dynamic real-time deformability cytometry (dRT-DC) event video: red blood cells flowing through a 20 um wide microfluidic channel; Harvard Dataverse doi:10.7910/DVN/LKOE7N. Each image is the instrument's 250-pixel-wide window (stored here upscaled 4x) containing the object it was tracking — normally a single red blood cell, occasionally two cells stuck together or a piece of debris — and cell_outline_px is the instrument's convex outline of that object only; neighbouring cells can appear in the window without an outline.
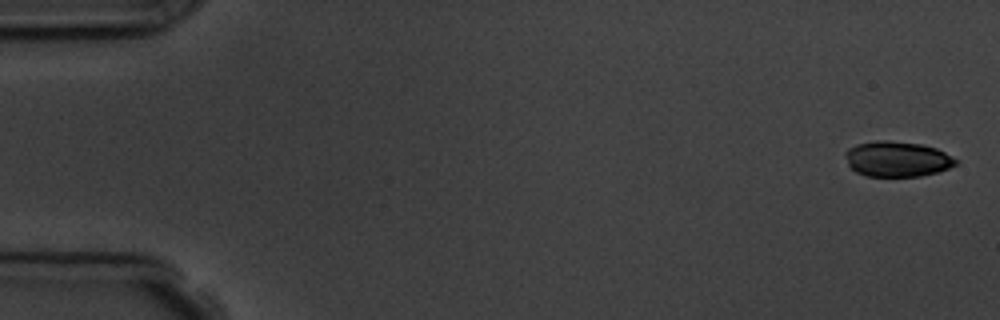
{"species": "common noctule bat (a hibernating species)", "species_latin": "Nyctalus noctula", "temperature_condition": "room temperature", "stored_images_in_passage": 4, "camera_frame_rate_fps": 3000, "um_per_image_px": 0.085, "animal": {"sex": "male", "body_mass_g": 19.5, "forearm_length_mm": 54.6}, "frame": {"image": 1, "passage_image": 1, "time_ms": 0.0, "image_size_px": [1000, 320], "cell_outline_px": [[956, 164], [948, 168], [936, 172], [920, 176], [868, 176], [856, 172], [848, 164], [844, 152], [848, 148], [856, 144], [876, 140], [888, 140], [920, 144], [936, 148], [944, 152], [956, 160]], "centroid_in_image_um": [76.21, 13.51], "position_along_channel_um": 8.8, "area_um2": 22.6}}
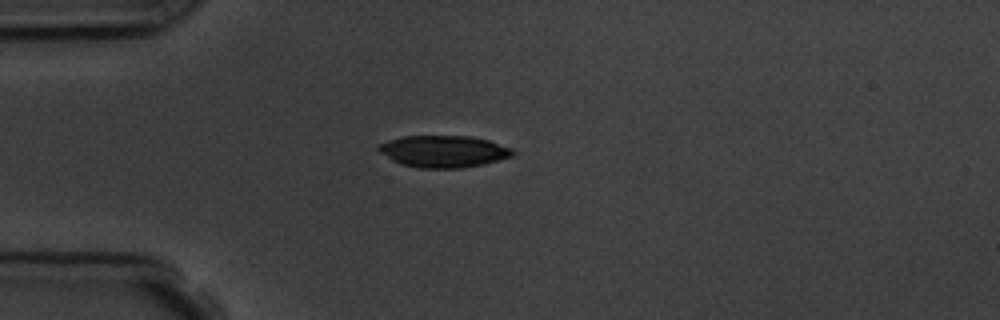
{"frame": {"image": 2, "passage_image": 4, "time_ms": 4.333, "image_size_px": [1000, 320], "cell_outline_px": [[516, 152], [512, 156], [484, 164], [460, 168], [420, 168], [400, 164], [392, 160], [380, 152], [376, 148], [380, 144], [388, 140], [404, 136], [472, 136], [488, 140], [512, 148]], "centroid_in_image_um": [37.71, 12.87], "position_along_channel_um": 47.3, "area_um2": 24.91}}